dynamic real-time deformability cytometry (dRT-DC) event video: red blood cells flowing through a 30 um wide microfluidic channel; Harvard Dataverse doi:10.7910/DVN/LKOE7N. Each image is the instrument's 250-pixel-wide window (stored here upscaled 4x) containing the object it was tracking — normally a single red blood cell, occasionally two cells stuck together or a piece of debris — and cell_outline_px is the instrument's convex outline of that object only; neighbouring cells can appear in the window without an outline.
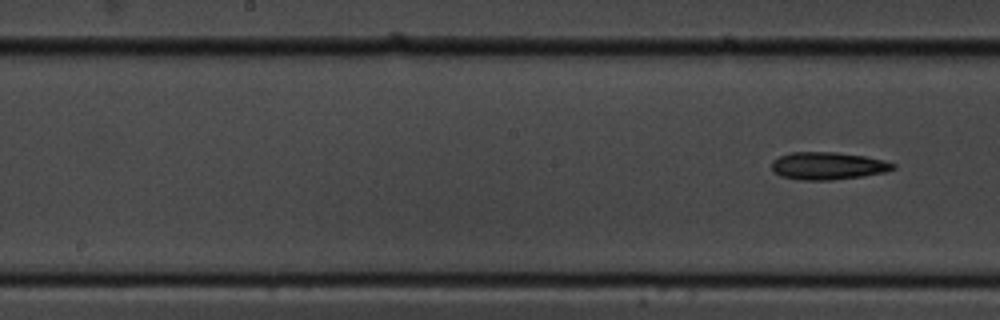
{"species": "common noctule bat (a hibernating species)", "species_latin": "Nyctalus noctula", "temperature_condition": "cold", "stored_images_in_passage": 10, "segment_of_instrument_passage": [2, 2], "camera_frame_rate_fps": 3000, "um_per_image_px": 0.085, "animal": {"sex": "male", "body_mass_g": 19.5, "forearm_length_mm": 54.6}, "frame": {"image": 1, "passage_image": 10, "time_ms": 11.333, "image_size_px": [1000, 320], "cell_outline_px": [[896, 168], [884, 172], [864, 176], [832, 180], [800, 180], [780, 176], [772, 172], [772, 160], [780, 156], [792, 152], [836, 152], [864, 156], [884, 160], [896, 164]], "centroid_in_image_um": [70.35, 14.1], "position_along_channel_um": 177.8, "area_um2": 19.59}}